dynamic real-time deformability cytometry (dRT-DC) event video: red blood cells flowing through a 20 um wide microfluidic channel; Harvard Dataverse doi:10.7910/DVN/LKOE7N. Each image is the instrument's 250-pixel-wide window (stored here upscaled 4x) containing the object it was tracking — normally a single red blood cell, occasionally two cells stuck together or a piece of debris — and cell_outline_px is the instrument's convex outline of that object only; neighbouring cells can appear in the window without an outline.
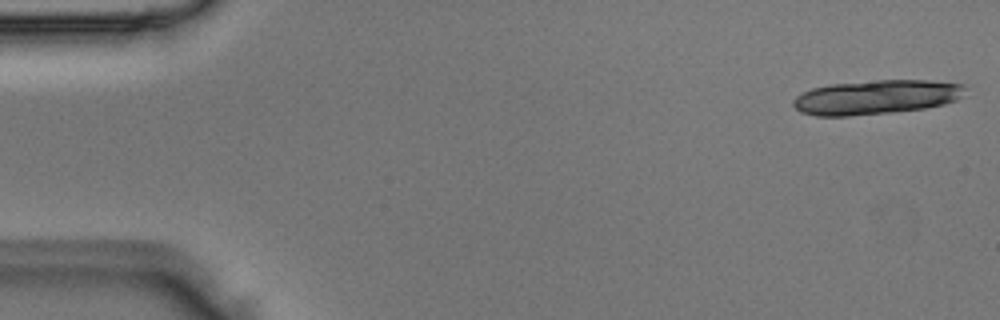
{"species": "Egyptian fruit bat (a non-hibernating species)", "species_latin": "Rousettus aegyptiacus", "temperature_condition": "room temperature", "stored_images_in_passage": 16, "camera_frame_rate_fps": 3000, "um_per_image_px": 0.085, "animal": {"sex": "male"}, "frame": {"image": 1, "passage_image": 1, "time_ms": 0.0, "image_size_px": [1000, 320], "cell_outline_px": [[964, 88], [960, 96], [956, 100], [944, 104], [924, 108], [892, 112], [848, 116], [816, 116], [800, 112], [792, 104], [792, 100], [796, 96], [812, 88], [832, 84], [876, 80], [928, 80], [964, 84]], "centroid_in_image_um": [74.43, 8.26], "position_along_channel_um": 10.6, "area_um2": 34.22}}